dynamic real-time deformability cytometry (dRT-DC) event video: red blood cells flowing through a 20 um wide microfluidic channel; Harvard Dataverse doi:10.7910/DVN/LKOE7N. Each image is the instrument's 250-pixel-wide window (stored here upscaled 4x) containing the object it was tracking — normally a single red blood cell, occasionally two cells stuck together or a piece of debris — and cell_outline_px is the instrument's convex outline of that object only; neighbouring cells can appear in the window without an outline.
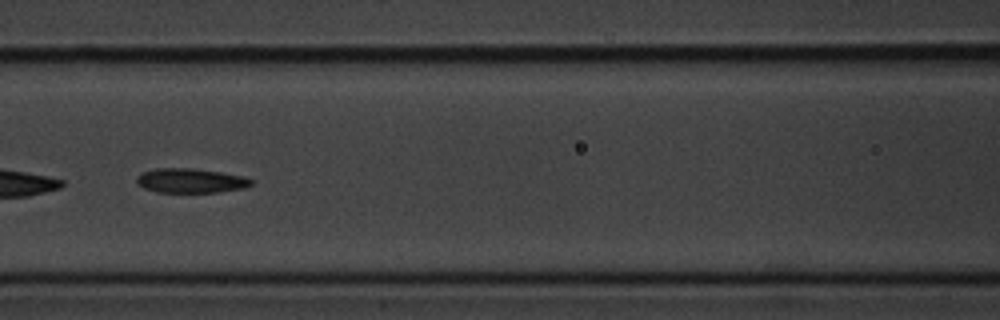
{"species": "common noctule bat (a hibernating species)", "species_latin": "Nyctalus noctula", "temperature_condition": "cold", "stored_images_in_passage": 48, "camera_frame_rate_fps": 3000, "um_per_image_px": 0.085, "animal": {"sex": "male", "body_mass_g": 20.1, "forearm_length_mm": 53.5}, "frame": {"image": 1, "passage_image": 23, "time_ms": 7.333, "image_size_px": [1000, 320], "cell_outline_px": [[252, 184], [244, 188], [216, 192], [156, 192], [144, 188], [136, 180], [136, 176], [144, 172], [156, 168], [188, 168], [220, 172], [244, 176], [252, 180]], "centroid_in_image_um": [16.2, 15.35], "position_along_channel_um": 150.4, "area_um2": 16.13}}
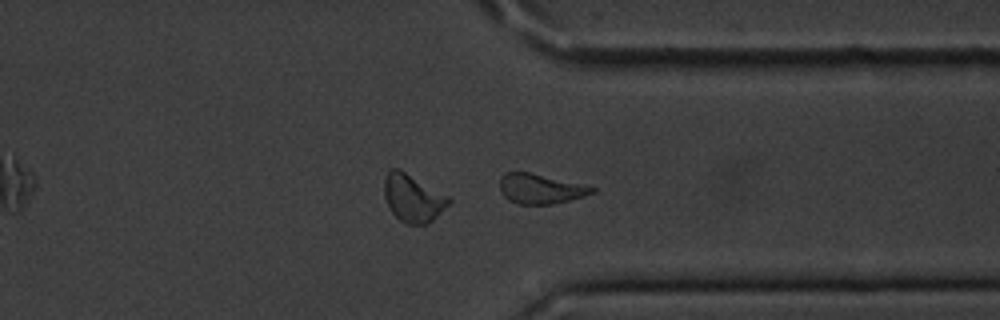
{"frame": {"image": 2, "passage_image": 41, "time_ms": 13.333, "image_size_px": [1000, 320], "cell_outline_px": [[596, 192], [584, 196], [552, 204], [520, 204], [508, 200], [504, 196], [500, 188], [500, 176], [504, 172], [528, 172], [584, 184], [596, 188]], "centroid_in_image_um": [45.94, 16.04], "position_along_channel_um": 365.5, "area_um2": 16.01}}
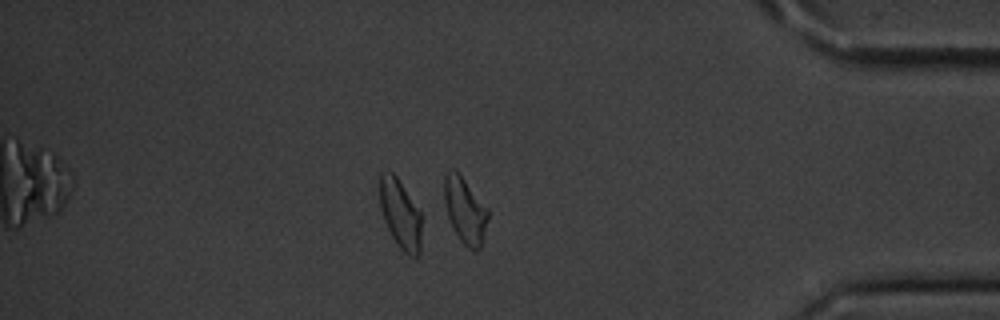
{"frame": {"image": 3, "passage_image": 46, "time_ms": 15.0, "image_size_px": [1000, 320], "cell_outline_px": [[488, 216], [480, 248], [476, 252], [468, 248], [460, 240], [448, 216], [444, 204], [444, 176], [452, 168], [460, 172], [488, 208]], "centroid_in_image_um": [39.52, 17.83], "position_along_channel_um": 395.7, "area_um2": 16.82}, "authors_computed_cell_mechanics": {"area_um2": 17.1666, "velocity_mm_per_s": 3.5953, "shape_relaxation_time_tau1_ms": 4.9008, "shape_relaxation_time_tau2_ms": 6.8981, "deformation_change_tau1": 0.1088, "deformation_change_tau2": 0.154}}